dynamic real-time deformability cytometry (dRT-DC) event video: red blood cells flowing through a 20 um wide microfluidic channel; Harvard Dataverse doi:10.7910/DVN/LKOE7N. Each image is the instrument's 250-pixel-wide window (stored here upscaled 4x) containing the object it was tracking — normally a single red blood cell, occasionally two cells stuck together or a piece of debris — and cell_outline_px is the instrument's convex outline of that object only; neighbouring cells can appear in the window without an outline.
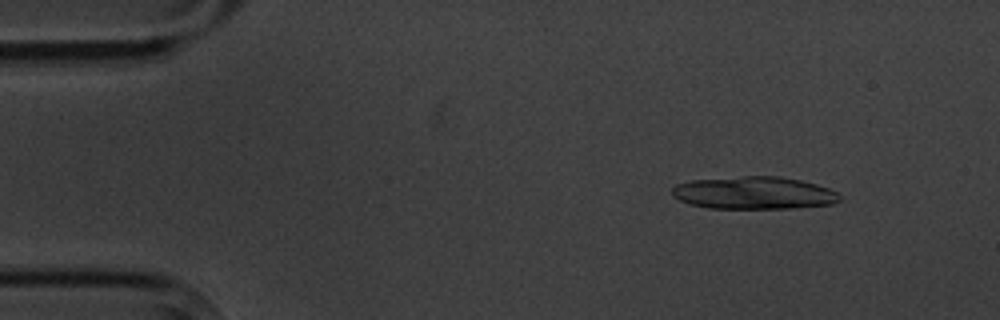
{"species": "common noctule bat (a hibernating species)", "species_latin": "Nyctalus noctula", "temperature_condition": "cold", "stored_images_in_passage": 5, "camera_frame_rate_fps": 3000, "um_per_image_px": 0.085, "animal": {"sex": "male", "body_mass_g": 20.1, "forearm_length_mm": 53.5}, "frame": {"image": 1, "passage_image": 2, "time_ms": 1.0, "image_size_px": [1000, 320], "cell_outline_px": [[840, 200], [832, 204], [792, 208], [708, 208], [688, 204], [672, 196], [672, 188], [676, 184], [692, 180], [744, 176], [780, 176], [800, 180], [816, 184], [828, 188], [836, 192], [840, 196]], "centroid_in_image_um": [64.06, 16.4], "position_along_channel_um": 20.9, "area_um2": 31.79}}